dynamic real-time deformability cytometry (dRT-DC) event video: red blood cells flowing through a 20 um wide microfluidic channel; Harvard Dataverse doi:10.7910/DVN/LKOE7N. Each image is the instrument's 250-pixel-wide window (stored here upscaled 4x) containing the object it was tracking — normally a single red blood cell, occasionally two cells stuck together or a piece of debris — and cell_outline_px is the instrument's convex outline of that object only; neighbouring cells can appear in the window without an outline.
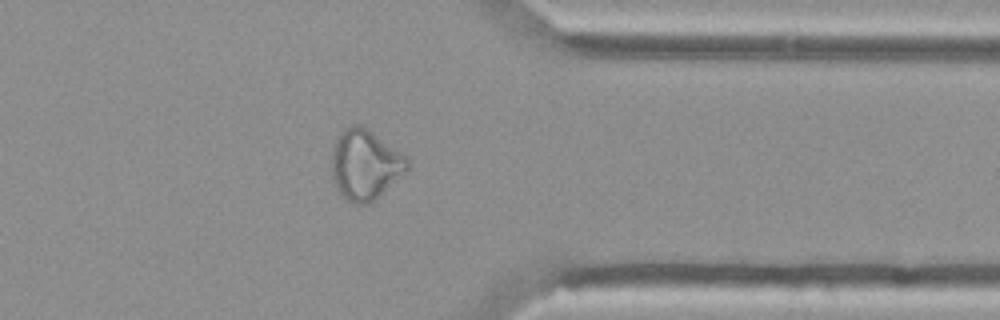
{"species": "Egyptian fruit bat (a non-hibernating species)", "species_latin": "Rousettus aegyptiacus", "temperature_condition": "cold", "stored_images_in_passage": 42, "camera_frame_rate_fps": 3000, "um_per_image_px": 0.085, "animal": {"sex": "female"}, "frame": {"image": 1, "passage_image": 36, "time_ms": 11.667, "image_size_px": [1000, 320], "cell_outline_px": [[408, 168], [380, 196], [368, 204], [356, 204], [348, 200], [336, 188], [332, 176], [332, 148], [336, 136], [344, 128], [352, 124], [360, 124], [368, 128], [408, 156]], "centroid_in_image_um": [31.02, 13.95], "position_along_channel_um": 380.4, "area_um2": 31.1}, "authors_computed_cell_mechanics": {"area_um2": 29.9693, "velocity_mm_per_s": 3.7038, "shape_relaxation_time_tau1_ms": null, "shape_relaxation_time_tau2_ms": 1.61, "deformation_change_tau1": null, "deformation_change_tau2": 0.1033}}